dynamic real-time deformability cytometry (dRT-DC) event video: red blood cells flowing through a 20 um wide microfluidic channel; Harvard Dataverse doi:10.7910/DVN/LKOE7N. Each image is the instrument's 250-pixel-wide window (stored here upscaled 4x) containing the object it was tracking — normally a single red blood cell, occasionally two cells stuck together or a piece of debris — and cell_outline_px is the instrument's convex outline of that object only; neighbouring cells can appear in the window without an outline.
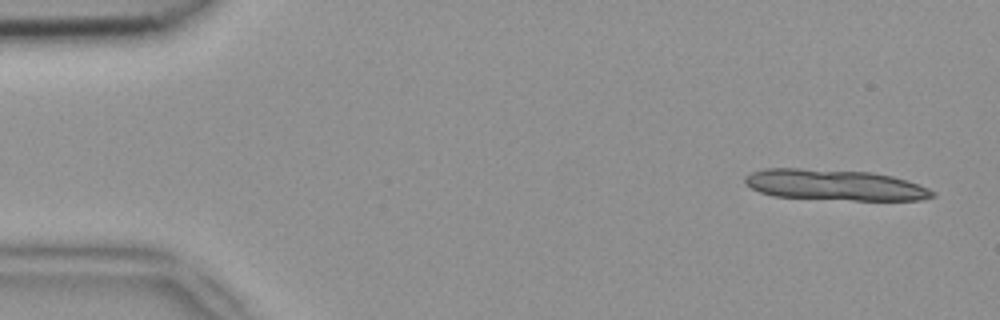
{"species": "common noctule bat (a hibernating species)", "species_latin": "Nyctalus noctula", "temperature_condition": "room temperature", "stored_images_in_passage": 11, "camera_frame_rate_fps": 3000, "um_per_image_px": 0.085, "animal": {"sex": "female", "body_mass_g": 18.4}, "frame": {"image": 1, "passage_image": 2, "time_ms": 0.333, "image_size_px": [1000, 320], "cell_outline_px": [[936, 196], [920, 200], [852, 200], [772, 196], [760, 192], [744, 184], [744, 176], [752, 172], [764, 168], [800, 168], [872, 172], [892, 176], [928, 188], [936, 192]], "centroid_in_image_um": [70.92, 15.72], "position_along_channel_um": 14.1, "area_um2": 33.76}}